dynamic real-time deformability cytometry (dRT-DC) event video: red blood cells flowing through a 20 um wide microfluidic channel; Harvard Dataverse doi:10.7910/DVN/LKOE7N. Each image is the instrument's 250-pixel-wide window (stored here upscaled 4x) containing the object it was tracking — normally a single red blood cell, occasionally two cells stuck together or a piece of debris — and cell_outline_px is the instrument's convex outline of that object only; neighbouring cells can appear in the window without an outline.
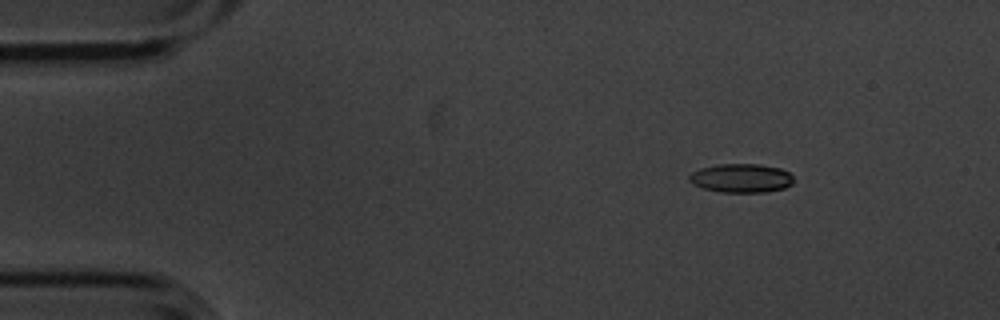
{"species": "common noctule bat (a hibernating species)", "species_latin": "Nyctalus noctula", "temperature_condition": "cold", "stored_images_in_passage": 5, "camera_frame_rate_fps": 3000, "um_per_image_px": 0.085, "animal": {"sex": "male", "body_mass_g": 20.1, "forearm_length_mm": 53.5}, "frame": {"image": 1, "passage_image": 3, "time_ms": 0.667, "image_size_px": [1000, 320], "cell_outline_px": [[792, 184], [784, 188], [768, 192], [720, 192], [704, 188], [688, 180], [688, 176], [692, 172], [700, 168], [720, 164], [760, 164], [780, 168], [788, 172], [792, 176]], "centroid_in_image_um": [63.01, 15.14], "position_along_channel_um": 22.0, "area_um2": 17.46}}